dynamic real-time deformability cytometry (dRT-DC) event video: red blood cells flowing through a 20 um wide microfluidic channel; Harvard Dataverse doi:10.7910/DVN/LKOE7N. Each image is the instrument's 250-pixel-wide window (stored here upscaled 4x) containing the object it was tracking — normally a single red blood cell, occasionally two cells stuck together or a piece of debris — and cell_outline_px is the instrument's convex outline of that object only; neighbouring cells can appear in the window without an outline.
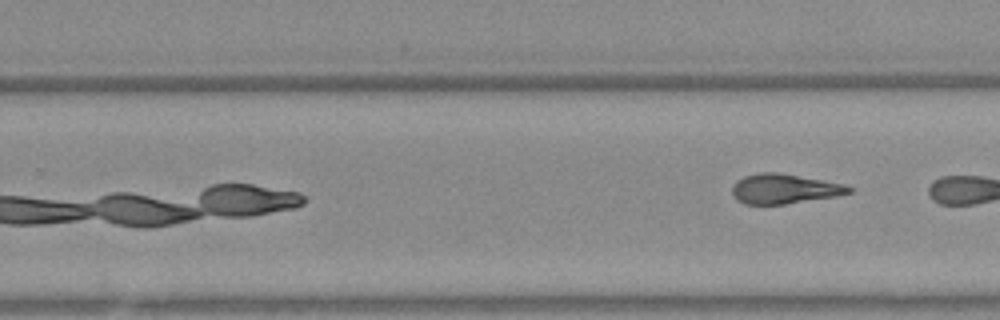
{"species": "Egyptian fruit bat (a non-hibernating species)", "species_latin": "Rousettus aegyptiacus", "temperature_condition": "warm", "stored_images_in_passage": 34, "camera_frame_rate_fps": 3000, "um_per_image_px": 0.085, "animal": {"sex": "female"}, "frame": {"image": 1, "passage_image": 34, "time_ms": 11.0, "image_size_px": [1000, 320], "cell_outline_px": [[852, 192], [836, 196], [784, 204], [744, 204], [736, 200], [732, 192], [732, 188], [736, 180], [744, 176], [760, 172], [776, 172], [844, 184], [852, 188]], "centroid_in_image_um": [66.62, 16.05], "position_along_channel_um": 263.2, "area_um2": 20.06}}